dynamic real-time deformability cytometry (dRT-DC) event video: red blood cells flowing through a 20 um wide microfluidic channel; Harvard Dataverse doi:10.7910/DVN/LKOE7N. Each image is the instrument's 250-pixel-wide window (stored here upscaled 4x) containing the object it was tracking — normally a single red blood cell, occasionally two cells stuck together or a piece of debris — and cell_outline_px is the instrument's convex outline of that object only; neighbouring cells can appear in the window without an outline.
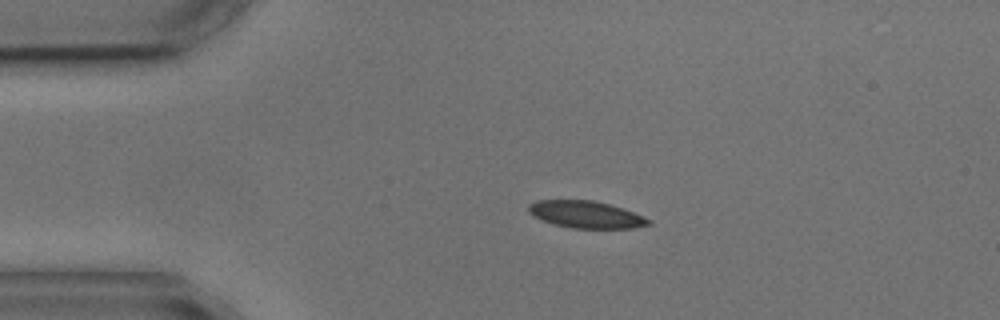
{"species": "common noctule bat (a hibernating species)", "species_latin": "Nyctalus noctula", "temperature_condition": "cold", "stored_images_in_passage": 4, "camera_frame_rate_fps": 3000, "um_per_image_px": 0.085, "animal": {"sex": "male", "body_mass_g": 17.9, "forearm_length_mm": 54.2}, "frame": {"image": 1, "passage_image": 4, "time_ms": 8.0, "image_size_px": [1000, 320], "cell_outline_px": [[652, 224], [632, 228], [572, 228], [556, 224], [544, 220], [528, 212], [528, 204], [536, 200], [592, 200], [624, 208], [644, 216], [652, 220]], "centroid_in_image_um": [49.85, 18.22], "position_along_channel_um": 35.1, "area_um2": 18.84}}